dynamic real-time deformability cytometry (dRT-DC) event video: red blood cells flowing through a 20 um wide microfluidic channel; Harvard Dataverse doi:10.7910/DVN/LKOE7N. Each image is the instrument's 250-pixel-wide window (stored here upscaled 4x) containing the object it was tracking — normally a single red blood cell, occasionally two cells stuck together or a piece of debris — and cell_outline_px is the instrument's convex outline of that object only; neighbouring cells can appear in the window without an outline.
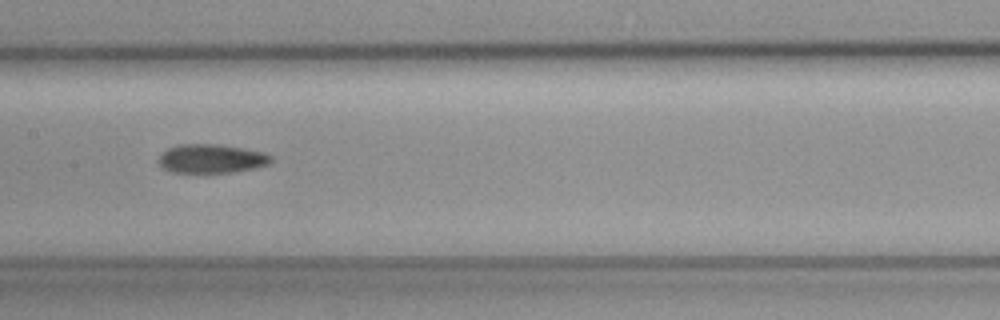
{"species": "common noctule bat (a hibernating species)", "species_latin": "Nyctalus noctula", "temperature_condition": "cold", "stored_images_in_passage": 49, "camera_frame_rate_fps": 3000, "um_per_image_px": 0.085, "animal": {"sex": "female", "body_mass_g": 19.3, "forearm_length_mm": 54.1}, "frame": {"image": 1, "passage_image": 28, "time_ms": 9.0, "image_size_px": [1000, 320], "cell_outline_px": [[272, 160], [268, 164], [256, 168], [232, 172], [172, 172], [160, 168], [156, 160], [168, 148], [180, 144], [216, 144], [264, 152], [272, 156]], "centroid_in_image_um": [17.93, 13.49], "position_along_channel_um": 189.5, "area_um2": 18.9}}